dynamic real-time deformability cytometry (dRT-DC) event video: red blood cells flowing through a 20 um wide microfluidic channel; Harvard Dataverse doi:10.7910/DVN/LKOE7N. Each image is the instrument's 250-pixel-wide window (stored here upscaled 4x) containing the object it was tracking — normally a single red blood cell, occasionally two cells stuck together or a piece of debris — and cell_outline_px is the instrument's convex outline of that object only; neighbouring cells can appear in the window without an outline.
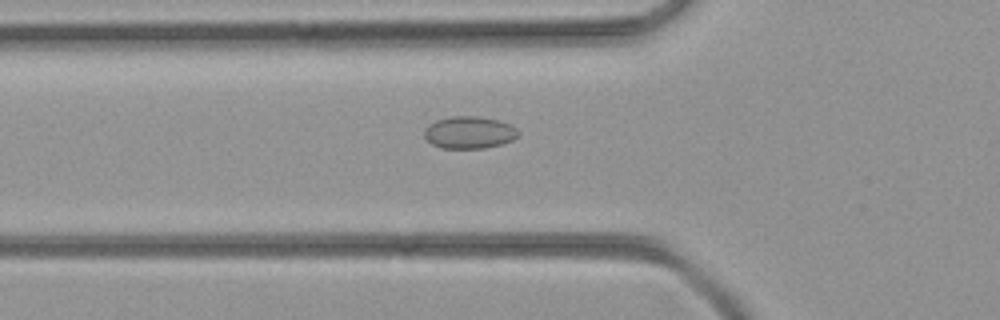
{"species": "common noctule bat (a hibernating species)", "species_latin": "Nyctalus noctula", "temperature_condition": "room temperature", "stored_images_in_passage": 39, "camera_frame_rate_fps": 3000, "um_per_image_px": 0.085, "animal": {"sex": "female", "body_mass_g": 21.9}, "frame": {"image": 1, "passage_image": 6, "time_ms": 1.667, "image_size_px": [1000, 320], "cell_outline_px": [[520, 132], [512, 140], [500, 144], [484, 148], [440, 148], [432, 144], [424, 136], [424, 128], [428, 124], [436, 120], [452, 116], [480, 116], [500, 120], [512, 124]], "centroid_in_image_um": [39.88, 11.24], "position_along_channel_um": 85.9, "area_um2": 17.8}}
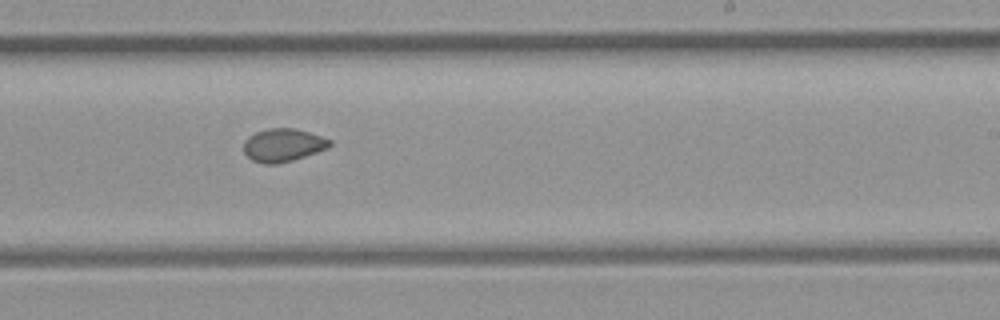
{"frame": {"image": 2, "passage_image": 19, "time_ms": 6.0, "image_size_px": [1000, 320], "cell_outline_px": [[332, 144], [328, 148], [292, 160], [276, 164], [264, 164], [252, 160], [244, 152], [244, 140], [248, 136], [256, 132], [268, 128], [296, 128], [332, 140]], "centroid_in_image_um": [24.05, 12.33], "position_along_channel_um": 265.0, "area_um2": 16.53}}
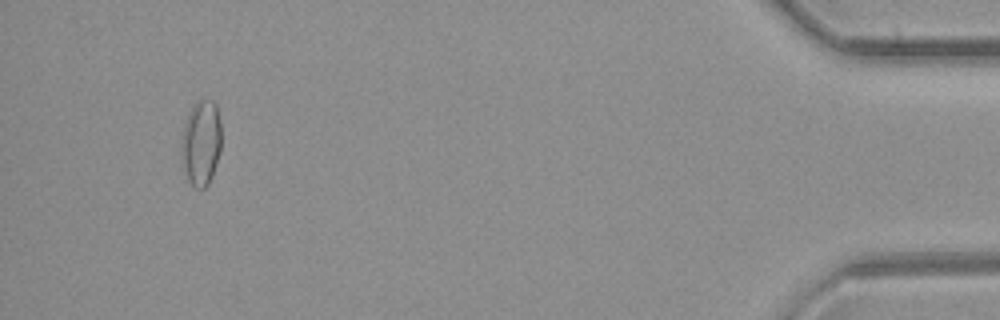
{"frame": {"image": 3, "passage_image": 36, "time_ms": 11.667, "image_size_px": [1000, 320], "cell_outline_px": [[220, 152], [212, 176], [208, 184], [204, 188], [196, 188], [188, 180], [184, 172], [180, 152], [180, 140], [184, 124], [188, 112], [196, 100], [212, 100], [216, 104], [220, 120]], "centroid_in_image_um": [17.06, 12.13], "position_along_channel_um": 418.1, "area_um2": 20.23}}